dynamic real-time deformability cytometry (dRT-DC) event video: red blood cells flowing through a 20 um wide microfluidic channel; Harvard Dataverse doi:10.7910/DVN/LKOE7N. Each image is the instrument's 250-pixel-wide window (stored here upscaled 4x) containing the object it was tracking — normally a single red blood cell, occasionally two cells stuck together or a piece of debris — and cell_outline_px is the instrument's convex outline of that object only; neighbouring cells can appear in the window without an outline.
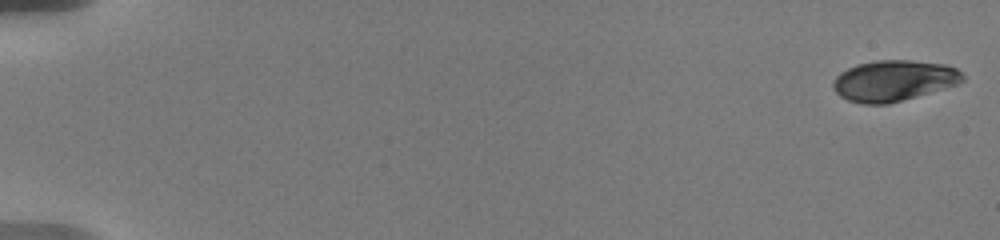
{"species": "human", "species_latin": "Homo sapiens", "temperature_condition": "warm", "stored_images_in_passage": 39, "camera_frame_rate_fps": 3000, "um_per_image_px": 0.085, "donor": {"sex": "male"}, "frame": {"image": 1, "passage_image": 1, "time_ms": 0.0, "image_size_px": [1000, 240], "cell_outline_px": [[964, 80], [956, 84], [888, 104], [860, 104], [848, 100], [840, 96], [832, 88], [832, 84], [836, 76], [840, 72], [856, 64], [876, 60], [912, 60], [948, 64], [956, 68], [964, 76]], "centroid_in_image_um": [75.93, 6.84], "position_along_channel_um": 9.1, "area_um2": 30.81}}
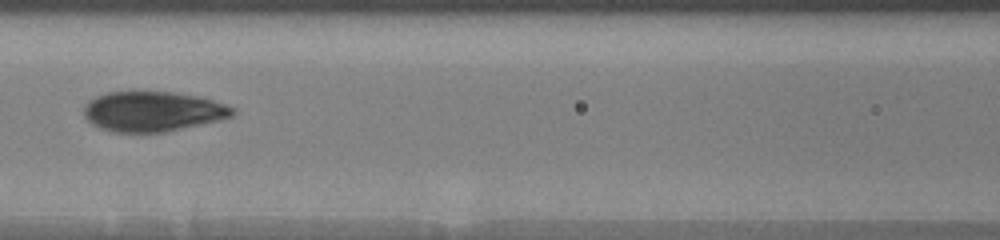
{"frame": {"image": 2, "passage_image": 20, "time_ms": 9.0, "image_size_px": [1000, 240], "cell_outline_px": [[236, 112], [232, 116], [220, 120], [164, 132], [108, 132], [92, 124], [84, 116], [84, 104], [88, 100], [96, 96], [108, 92], [172, 92], [196, 96], [212, 100], [236, 108]], "centroid_in_image_um": [12.96, 9.48], "position_along_channel_um": 153.6, "area_um2": 34.68}}
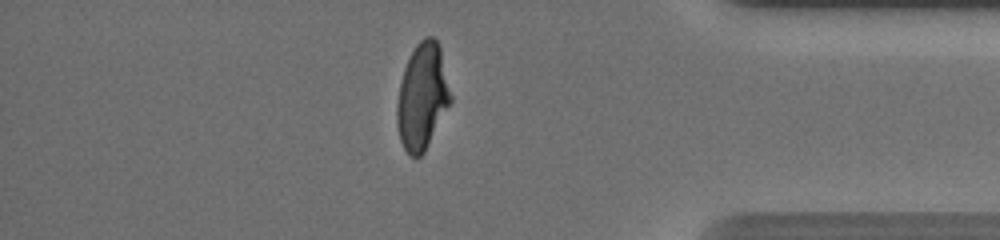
{"frame": {"image": 3, "passage_image": 34, "time_ms": 16.333, "image_size_px": [1000, 240], "cell_outline_px": [[452, 100], [424, 152], [420, 156], [412, 156], [404, 148], [400, 140], [396, 124], [396, 104], [400, 84], [404, 68], [416, 44], [424, 36], [432, 36], [436, 40], [440, 48], [452, 96]], "centroid_in_image_um": [35.89, 8.2], "position_along_channel_um": 399.3, "area_um2": 32.95}, "authors_computed_cell_mechanics": {"area_um2": 33.0616, "velocity_mm_per_s": 3.6428, "shape_relaxation_time_tau1_ms": 4.2264, "shape_relaxation_time_tau2_ms": 1.1187, "deformation_change_tau1": 0.2059, "deformation_change_tau2": 0.0309}}